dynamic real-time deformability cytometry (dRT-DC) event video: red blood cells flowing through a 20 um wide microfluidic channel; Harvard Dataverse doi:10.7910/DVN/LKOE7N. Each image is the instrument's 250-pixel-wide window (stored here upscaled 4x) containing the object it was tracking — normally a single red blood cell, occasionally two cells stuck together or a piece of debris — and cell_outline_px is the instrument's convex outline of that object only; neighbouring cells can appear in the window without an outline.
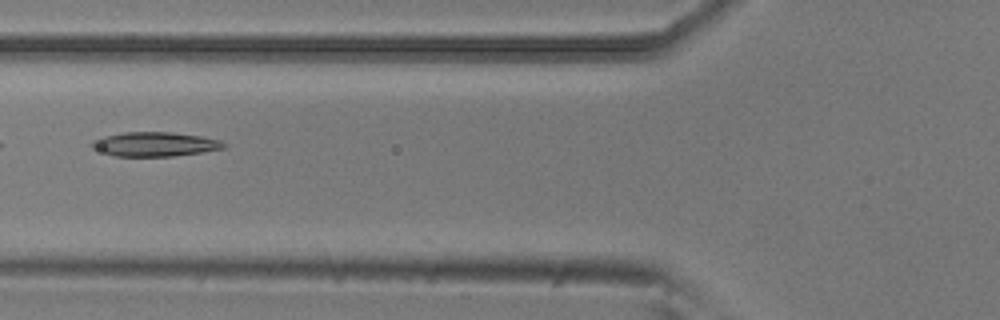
{"species": "common noctule bat (a hibernating species)", "species_latin": "Nyctalus noctula", "temperature_condition": "room temperature", "stored_images_in_passage": 23, "camera_frame_rate_fps": 3000, "um_per_image_px": 0.085, "animal": {"sex": "male", "body_mass_g": 20.5, "forearm_length_mm": 52.5}, "frame": {"image": 1, "passage_image": 4, "time_ms": 1.0, "image_size_px": [1000, 320], "cell_outline_px": [[228, 144], [224, 148], [200, 152], [172, 156], [112, 156], [92, 148], [88, 144], [92, 140], [104, 136], [124, 132], [172, 132], [200, 136], [220, 140]], "centroid_in_image_um": [13.12, 12.25], "position_along_channel_um": 112.7, "area_um2": 18.73}}
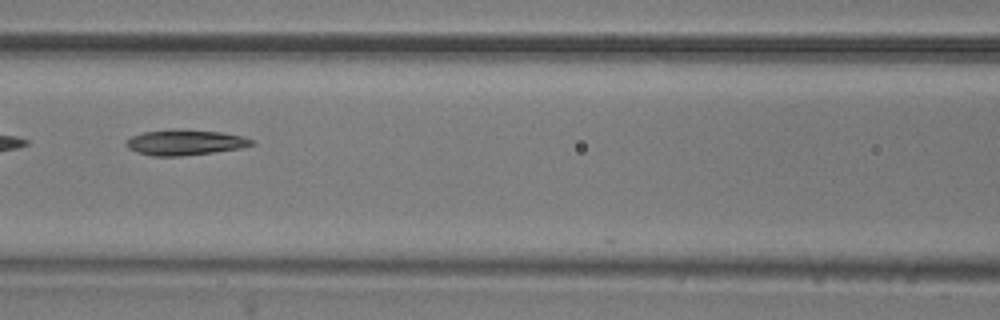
{"frame": {"image": 2, "passage_image": 7, "time_ms": 2.0, "image_size_px": [1000, 320], "cell_outline_px": [[256, 144], [240, 148], [212, 152], [180, 156], [152, 156], [136, 152], [128, 148], [124, 144], [124, 140], [132, 136], [144, 132], [172, 128], [220, 132], [244, 136], [252, 140]], "centroid_in_image_um": [15.68, 12.09], "position_along_channel_um": 150.9, "area_um2": 18.79}}
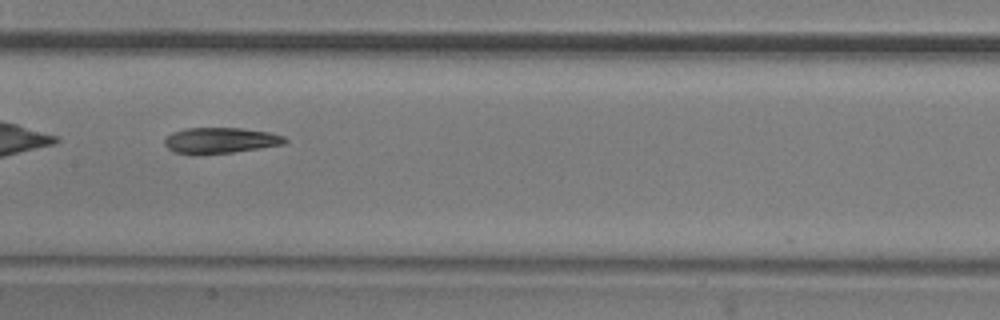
{"frame": {"image": 3, "passage_image": 10, "time_ms": 3.0, "image_size_px": [1000, 320], "cell_outline_px": [[288, 140], [284, 144], [260, 148], [232, 152], [200, 156], [196, 156], [172, 152], [164, 144], [164, 140], [172, 132], [184, 128], [240, 128], [268, 132], [284, 136]], "centroid_in_image_um": [18.67, 11.96], "position_along_channel_um": 188.7, "area_um2": 18.44}}